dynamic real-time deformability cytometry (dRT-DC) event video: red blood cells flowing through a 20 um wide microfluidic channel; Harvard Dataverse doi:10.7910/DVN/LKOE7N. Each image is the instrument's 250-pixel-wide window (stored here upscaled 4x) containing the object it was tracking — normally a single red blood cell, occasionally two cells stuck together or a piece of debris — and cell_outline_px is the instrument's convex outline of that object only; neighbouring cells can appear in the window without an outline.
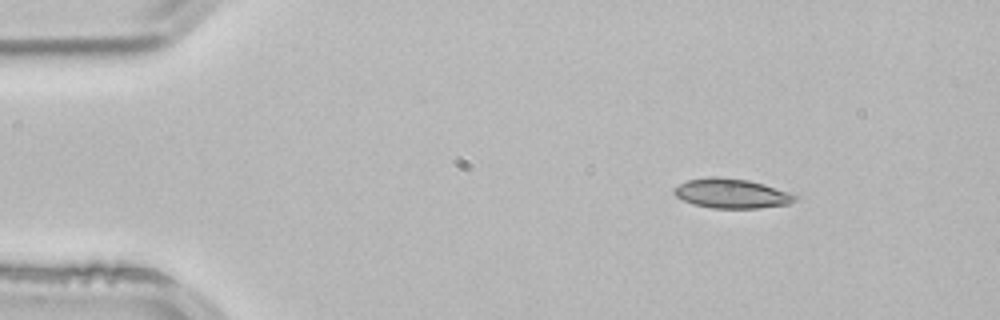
{"species": "common noctule bat (a hibernating species)", "species_latin": "Nyctalus noctula", "temperature_condition": "room temperature", "stored_images_in_passage": 2, "camera_frame_rate_fps": 3000, "um_per_image_px": 0.085, "animal": {"sex": "male", "body_mass_g": 21.5, "forearm_length_mm": 52.0}, "frame": {"image": 1, "passage_image": 1, "time_ms": 0.0, "image_size_px": [1000, 320], "cell_outline_px": [[800, 200], [788, 204], [760, 208], [712, 208], [692, 204], [676, 196], [672, 192], [672, 188], [688, 180], [708, 176], [724, 176], [748, 180], [796, 192], [800, 196]], "centroid_in_image_um": [62.27, 16.43], "position_along_channel_um": 22.7, "area_um2": 21.5}}